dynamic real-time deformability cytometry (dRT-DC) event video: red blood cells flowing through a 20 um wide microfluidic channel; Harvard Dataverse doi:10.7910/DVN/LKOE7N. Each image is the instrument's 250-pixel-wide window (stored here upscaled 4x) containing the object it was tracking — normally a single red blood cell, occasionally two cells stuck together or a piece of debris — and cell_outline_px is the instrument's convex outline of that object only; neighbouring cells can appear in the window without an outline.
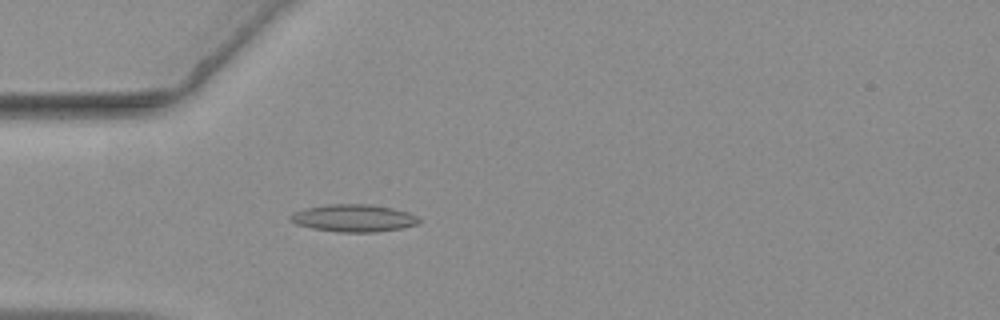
{"species": "common noctule bat (a hibernating species)", "species_latin": "Nyctalus noctula", "temperature_condition": "warm", "stored_images_in_passage": 49, "camera_frame_rate_fps": 3000, "um_per_image_px": 0.085, "animal": {"sex": "female", "body_mass_g": 19.3, "forearm_length_mm": 54.1}, "frame": {"image": 1, "passage_image": 13, "time_ms": 4.0, "image_size_px": [1000, 320], "cell_outline_px": [[420, 220], [416, 224], [400, 228], [380, 232], [336, 232], [312, 228], [296, 224], [288, 220], [288, 216], [292, 212], [304, 208], [332, 204], [368, 204], [392, 208], [408, 212], [416, 216]], "centroid_in_image_um": [30.0, 18.54], "position_along_channel_um": 55.0, "area_um2": 20.58}}
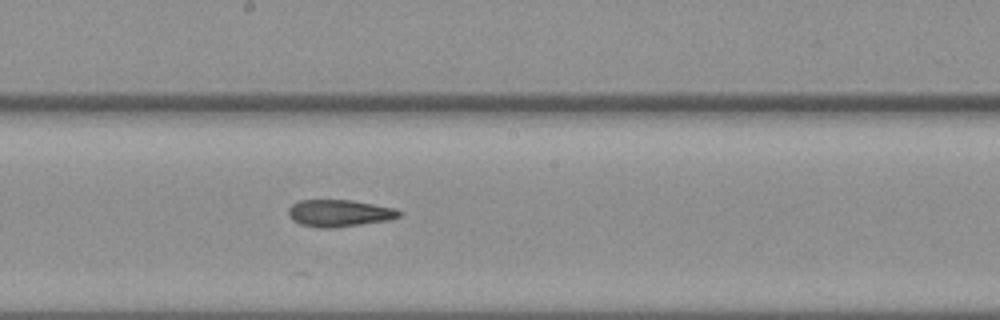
{"frame": {"image": 2, "passage_image": 27, "time_ms": 8.667, "image_size_px": [1000, 320], "cell_outline_px": [[404, 212], [400, 216], [388, 220], [332, 228], [316, 228], [300, 224], [292, 220], [288, 216], [288, 208], [292, 204], [300, 200], [352, 200], [396, 208]], "centroid_in_image_um": [28.83, 18.12], "position_along_channel_um": 219.4, "area_um2": 17.57}}
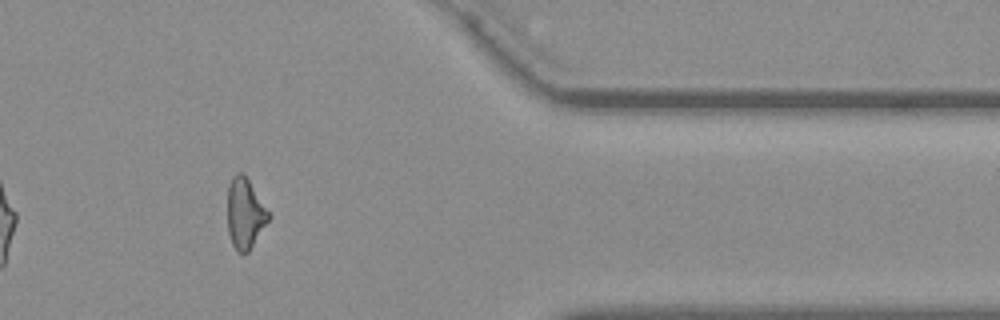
{"frame": {"image": 3, "passage_image": 43, "time_ms": 14.0, "image_size_px": [1000, 320], "cell_outline_px": [[272, 216], [248, 252], [244, 256], [236, 252], [232, 244], [228, 232], [228, 184], [232, 176], [236, 172], [240, 172], [248, 180]], "centroid_in_image_um": [20.82, 18.19], "position_along_channel_um": 390.6, "area_um2": 16.94}}